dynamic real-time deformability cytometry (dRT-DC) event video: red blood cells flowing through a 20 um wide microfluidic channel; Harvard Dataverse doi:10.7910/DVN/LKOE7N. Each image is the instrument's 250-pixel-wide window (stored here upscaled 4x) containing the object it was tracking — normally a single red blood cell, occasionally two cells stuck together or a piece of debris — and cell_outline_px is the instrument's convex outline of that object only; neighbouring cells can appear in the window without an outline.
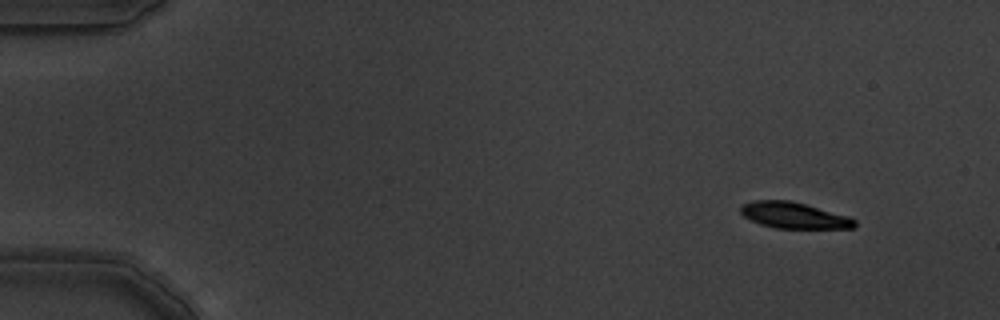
{"species": "common noctule bat (a hibernating species)", "species_latin": "Nyctalus noctula", "temperature_condition": "warm", "stored_images_in_passage": 3, "camera_frame_rate_fps": 3000, "um_per_image_px": 0.085, "animal": {"sex": "male", "body_mass_g": 19.5, "forearm_length_mm": 54.6}, "frame": {"image": 1, "passage_image": 1, "time_ms": 0.0, "image_size_px": [1000, 320], "cell_outline_px": [[856, 224], [852, 228], [776, 228], [760, 224], [744, 216], [740, 212], [740, 204], [752, 200], [788, 200], [804, 204], [848, 216], [856, 220]], "centroid_in_image_um": [67.44, 18.3], "position_along_channel_um": 17.6, "area_um2": 17.22}}
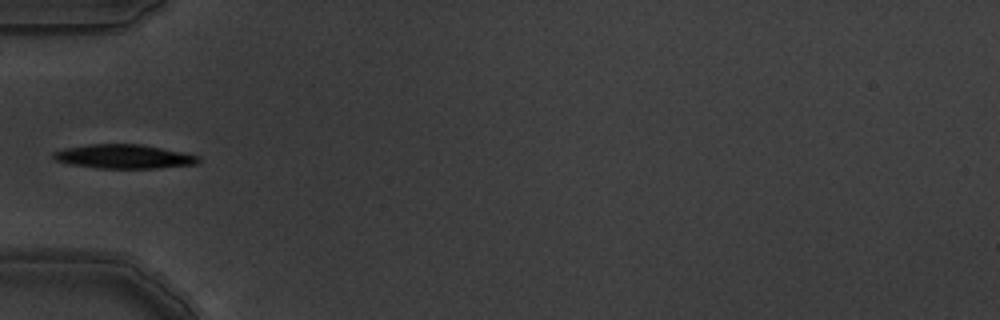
{"frame": {"image": 2, "passage_image": 3, "time_ms": 0.667, "image_size_px": [1000, 320], "cell_outline_px": [[200, 160], [196, 164], [156, 168], [96, 168], [72, 164], [56, 160], [52, 156], [52, 152], [64, 148], [88, 144], [144, 144], [180, 152], [196, 156]], "centroid_in_image_um": [10.48, 13.3], "position_along_channel_um": 74.5, "area_um2": 20.11}}